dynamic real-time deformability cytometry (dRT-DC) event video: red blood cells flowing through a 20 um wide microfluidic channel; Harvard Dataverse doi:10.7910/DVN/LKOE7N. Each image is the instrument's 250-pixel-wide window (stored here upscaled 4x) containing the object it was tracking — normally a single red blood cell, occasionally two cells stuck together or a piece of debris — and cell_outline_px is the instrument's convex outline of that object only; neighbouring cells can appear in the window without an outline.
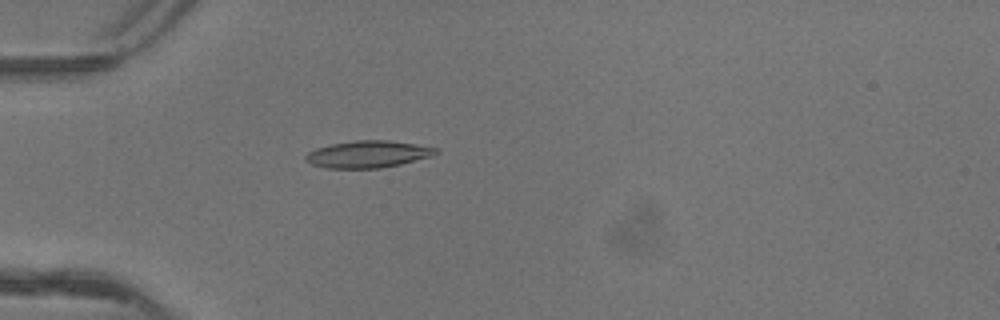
{"species": "common noctule bat (a hibernating species)", "species_latin": "Nyctalus noctula", "temperature_condition": "warm", "stored_images_in_passage": 2, "camera_frame_rate_fps": 3000, "um_per_image_px": 0.085, "animal": {"sex": "female"}, "frame": {"image": 1, "passage_image": 2, "time_ms": 0.333, "image_size_px": [1000, 320], "cell_outline_px": [[440, 152], [432, 156], [400, 164], [380, 168], [328, 168], [312, 164], [304, 160], [304, 156], [308, 152], [316, 148], [332, 144], [356, 140], [388, 140], [416, 144], [440, 148]], "centroid_in_image_um": [31.3, 13.1], "position_along_channel_um": 53.7, "area_um2": 20.52}}